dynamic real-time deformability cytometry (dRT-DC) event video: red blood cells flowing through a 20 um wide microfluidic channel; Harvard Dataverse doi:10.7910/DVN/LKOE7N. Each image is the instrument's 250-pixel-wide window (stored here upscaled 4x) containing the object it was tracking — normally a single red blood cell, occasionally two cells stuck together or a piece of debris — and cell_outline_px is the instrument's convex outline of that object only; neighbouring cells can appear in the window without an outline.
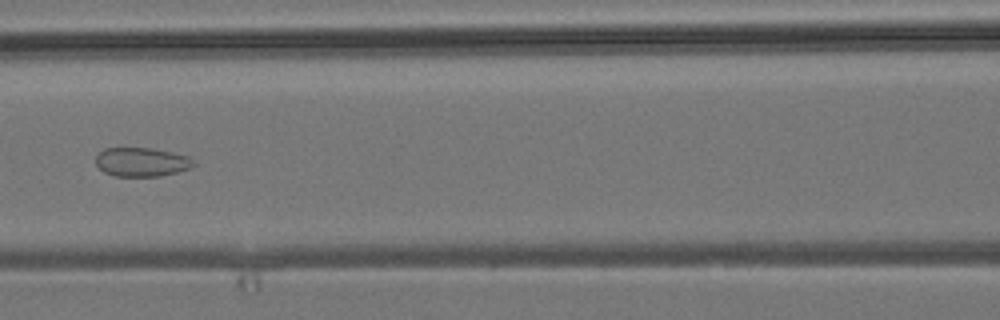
{"species": "common noctule bat (a hibernating species)", "species_latin": "Nyctalus noctula", "temperature_condition": "room temperature", "stored_images_in_passage": 7, "camera_frame_rate_fps": 3000, "um_per_image_px": 0.085, "animal": {"sex": "male", "body_mass_g": 19.2, "forearm_length_mm": 51.8}, "frame": {"image": 1, "passage_image": 6, "time_ms": 6.0, "image_size_px": [1000, 320], "cell_outline_px": [[196, 164], [188, 168], [176, 172], [160, 176], [116, 176], [104, 172], [96, 164], [96, 156], [104, 148], [152, 148], [172, 152], [188, 156]], "centroid_in_image_um": [12.02, 13.76], "position_along_channel_um": 154.6, "area_um2": 16.36}}
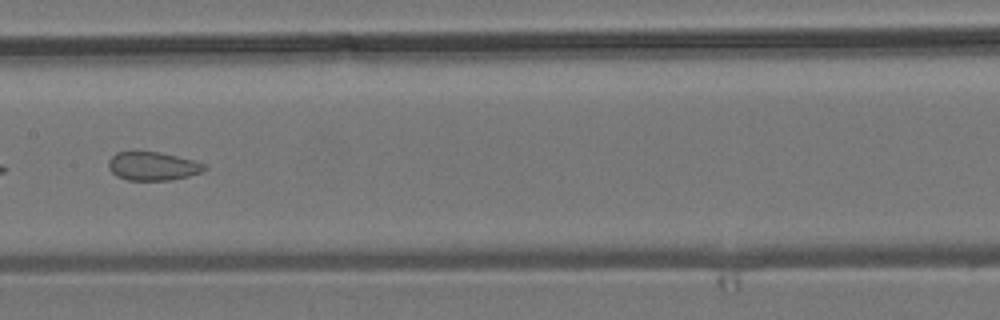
{"frame": {"image": 2, "passage_image": 7, "time_ms": 7.0, "image_size_px": [1000, 320], "cell_outline_px": [[208, 168], [200, 172], [188, 176], [172, 180], [128, 180], [116, 176], [108, 168], [108, 160], [116, 152], [160, 152], [208, 164]], "centroid_in_image_um": [12.99, 14.13], "position_along_channel_um": 194.4, "area_um2": 15.95}}